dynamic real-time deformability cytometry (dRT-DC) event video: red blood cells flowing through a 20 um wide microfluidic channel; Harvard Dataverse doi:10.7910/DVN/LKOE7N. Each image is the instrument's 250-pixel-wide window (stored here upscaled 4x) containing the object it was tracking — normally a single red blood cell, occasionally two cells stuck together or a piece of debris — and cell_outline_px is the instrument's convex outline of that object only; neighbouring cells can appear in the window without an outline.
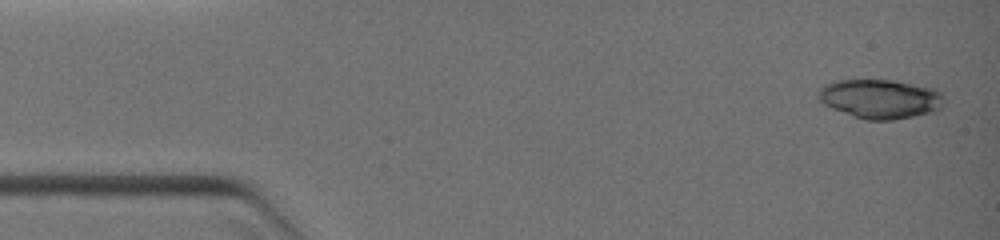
{"species": "common noctule bat (a hibernating species)", "species_latin": "Nyctalus noctula", "temperature_condition": "warm", "stored_images_in_passage": 5, "camera_frame_rate_fps": 3000, "um_per_image_px": 0.085, "animal": {"sex": "female", "body_mass_g": 19.0, "forearm_length_mm": 51.5}, "frame": {"image": 1, "passage_image": 1, "time_ms": 0.0, "image_size_px": [1000, 240], "cell_outline_px": [[944, 104], [936, 112], [892, 120], [868, 120], [832, 108], [824, 104], [816, 96], [816, 92], [824, 84], [836, 80], [892, 80], [932, 88], [944, 92]], "centroid_in_image_um": [74.85, 8.4], "position_along_channel_um": 10.2, "area_um2": 28.84}}
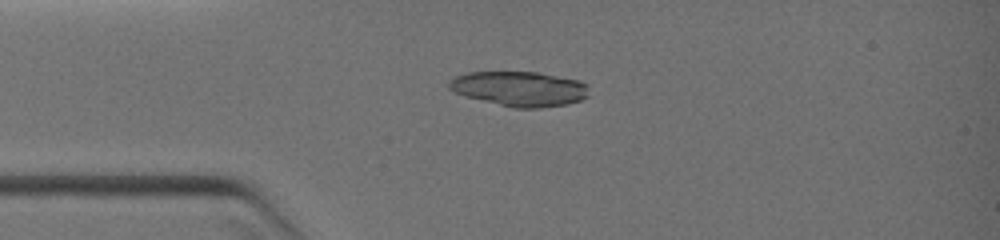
{"frame": {"image": 2, "passage_image": 4, "time_ms": 2.333, "image_size_px": [1000, 240], "cell_outline_px": [[588, 96], [580, 100], [568, 104], [540, 108], [516, 108], [464, 96], [448, 88], [448, 84], [456, 76], [468, 72], [536, 72], [580, 80], [588, 84]], "centroid_in_image_um": [44.2, 7.54], "position_along_channel_um": 40.8, "area_um2": 28.32}}